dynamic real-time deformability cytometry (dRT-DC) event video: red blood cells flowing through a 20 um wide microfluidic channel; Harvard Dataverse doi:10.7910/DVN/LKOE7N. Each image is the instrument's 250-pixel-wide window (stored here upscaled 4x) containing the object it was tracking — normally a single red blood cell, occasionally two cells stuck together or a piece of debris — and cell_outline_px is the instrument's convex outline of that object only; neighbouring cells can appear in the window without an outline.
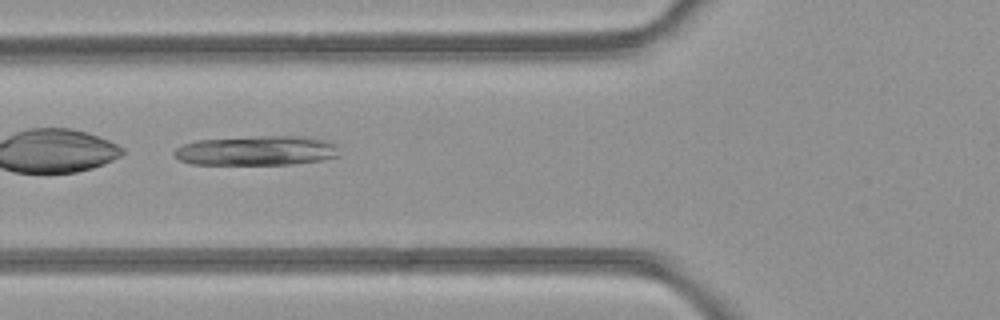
{"species": "common noctule bat (a hibernating species)", "species_latin": "Nyctalus noctula", "temperature_condition": "room temperature", "stored_images_in_passage": 31, "camera_frame_rate_fps": 3000, "um_per_image_px": 0.085, "animal": {"sex": "female", "body_mass_g": 21.9}, "frame": {"image": 1, "passage_image": 5, "time_ms": 1.333, "image_size_px": [1000, 320], "cell_outline_px": [[340, 156], [320, 160], [292, 164], [192, 164], [180, 160], [172, 152], [176, 148], [184, 144], [196, 140], [256, 136], [304, 136], [324, 140], [336, 144]], "centroid_in_image_um": [21.82, 12.8], "position_along_channel_um": 104.0, "area_um2": 28.5}}
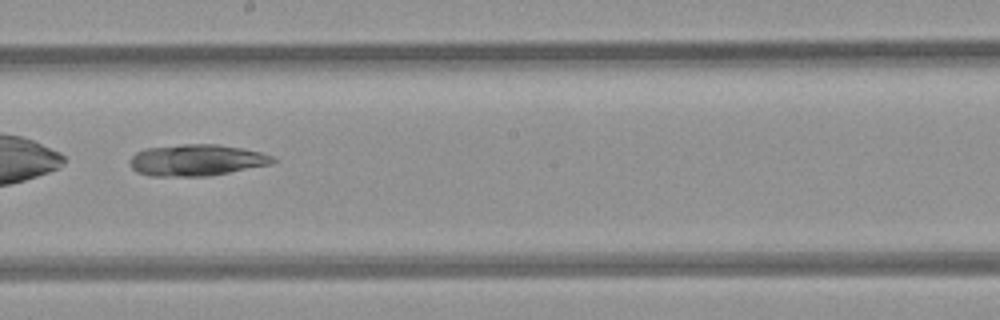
{"frame": {"image": 2, "passage_image": 14, "time_ms": 4.333, "image_size_px": [1000, 320], "cell_outline_px": [[276, 160], [272, 164], [208, 176], [152, 176], [136, 172], [132, 168], [132, 156], [136, 152], [144, 148], [184, 144], [216, 144], [244, 148], [260, 152], [272, 156]], "centroid_in_image_um": [16.72, 13.61], "position_along_channel_um": 231.5, "area_um2": 26.13}}